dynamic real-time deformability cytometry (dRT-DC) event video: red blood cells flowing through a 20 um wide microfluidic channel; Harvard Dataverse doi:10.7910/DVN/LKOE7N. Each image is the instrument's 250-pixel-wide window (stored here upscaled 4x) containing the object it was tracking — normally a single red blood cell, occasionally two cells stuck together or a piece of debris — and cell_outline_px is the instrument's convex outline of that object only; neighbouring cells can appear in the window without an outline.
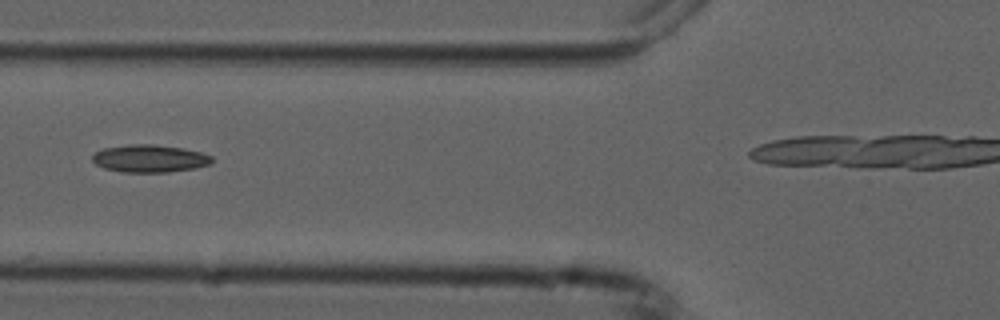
{"species": "common noctule bat (a hibernating species)", "species_latin": "Nyctalus noctula", "temperature_condition": "cold", "stored_images_in_passage": 7, "camera_frame_rate_fps": 3000, "um_per_image_px": 0.085, "animal": {"sex": "male", "forearm_length_mm": 52.5}, "frame": {"image": 1, "passage_image": 6, "time_ms": 5.667, "image_size_px": [1000, 320], "cell_outline_px": [[212, 164], [196, 168], [168, 172], [124, 172], [104, 168], [96, 164], [92, 160], [92, 156], [96, 152], [104, 148], [128, 144], [152, 144], [184, 148], [200, 152], [212, 156]], "centroid_in_image_um": [12.74, 13.47], "position_along_channel_um": 113.1, "area_um2": 19.25}}